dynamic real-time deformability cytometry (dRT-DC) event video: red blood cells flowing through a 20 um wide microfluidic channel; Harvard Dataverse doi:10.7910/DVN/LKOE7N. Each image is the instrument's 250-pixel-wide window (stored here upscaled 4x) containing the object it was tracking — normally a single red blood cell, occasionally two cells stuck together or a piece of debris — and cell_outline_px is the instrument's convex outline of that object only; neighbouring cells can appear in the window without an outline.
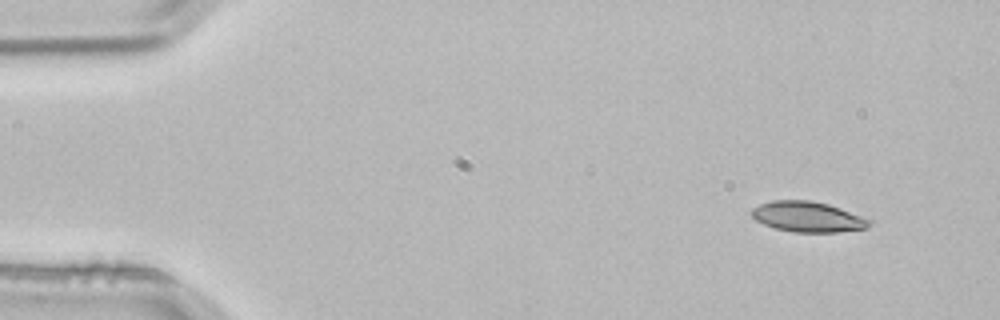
{"species": "common noctule bat (a hibernating species)", "species_latin": "Nyctalus noctula", "temperature_condition": "room temperature", "stored_images_in_passage": 3, "camera_frame_rate_fps": 3000, "um_per_image_px": 0.085, "animal": {"sex": "male", "body_mass_g": 21.5, "forearm_length_mm": 52.0}, "frame": {"image": 1, "passage_image": 1, "time_ms": 0.0, "image_size_px": [1000, 320], "cell_outline_px": [[872, 224], [864, 228], [836, 232], [792, 232], [776, 228], [764, 224], [756, 220], [748, 212], [752, 208], [760, 204], [772, 200], [808, 200], [828, 204], [840, 208], [872, 220]], "centroid_in_image_um": [68.62, 18.42], "position_along_channel_um": 16.4, "area_um2": 20.81}}
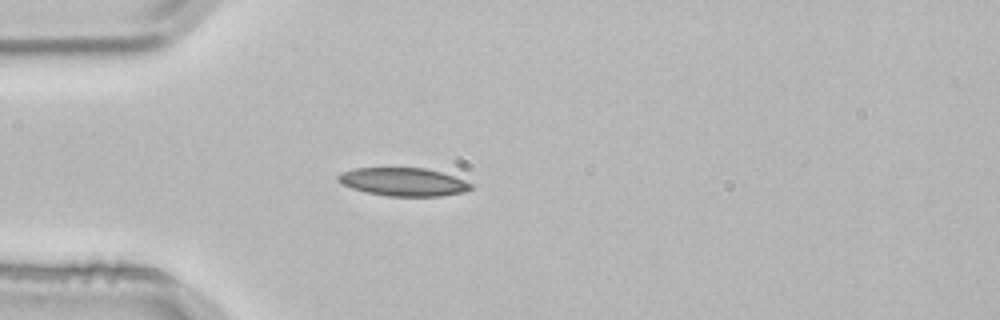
{"frame": {"image": 2, "passage_image": 3, "time_ms": 0.667, "image_size_px": [1000, 320], "cell_outline_px": [[472, 188], [464, 192], [440, 196], [388, 196], [368, 192], [352, 188], [340, 184], [336, 180], [336, 176], [340, 172], [356, 168], [424, 168], [440, 172], [464, 180], [472, 184]], "centroid_in_image_um": [34.24, 15.46], "position_along_channel_um": 50.8, "area_um2": 21.73}}